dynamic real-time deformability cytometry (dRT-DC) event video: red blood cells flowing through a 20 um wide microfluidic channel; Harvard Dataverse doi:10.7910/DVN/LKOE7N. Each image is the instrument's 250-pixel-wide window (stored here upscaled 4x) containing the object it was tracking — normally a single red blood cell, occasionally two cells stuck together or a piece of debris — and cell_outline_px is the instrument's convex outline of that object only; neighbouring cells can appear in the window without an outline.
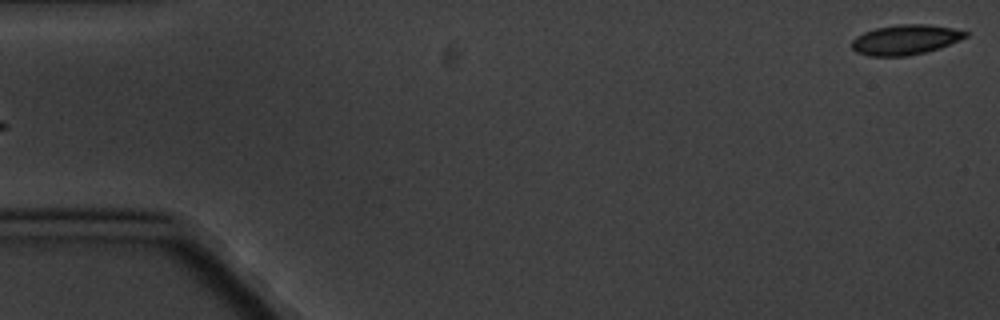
{"species": "common noctule bat (a hibernating species)", "species_latin": "Nyctalus noctula", "temperature_condition": "cold", "stored_images_in_passage": 6, "segment_of_instrument_passage": [2, 2], "camera_frame_rate_fps": 3000, "um_per_image_px": 0.085, "animal": {"sex": "male", "body_mass_g": 20.1, "forearm_length_mm": 53.5}, "frame": {"image": 1, "passage_image": 6, "time_ms": 6.0, "image_size_px": [1000, 320], "cell_outline_px": [[968, 36], [940, 48], [908, 56], [868, 56], [856, 52], [852, 48], [852, 40], [856, 36], [864, 32], [876, 28], [896, 24], [928, 24], [952, 28], [968, 32]], "centroid_in_image_um": [76.94, 3.37], "position_along_channel_um": 8.1, "area_um2": 19.88}}